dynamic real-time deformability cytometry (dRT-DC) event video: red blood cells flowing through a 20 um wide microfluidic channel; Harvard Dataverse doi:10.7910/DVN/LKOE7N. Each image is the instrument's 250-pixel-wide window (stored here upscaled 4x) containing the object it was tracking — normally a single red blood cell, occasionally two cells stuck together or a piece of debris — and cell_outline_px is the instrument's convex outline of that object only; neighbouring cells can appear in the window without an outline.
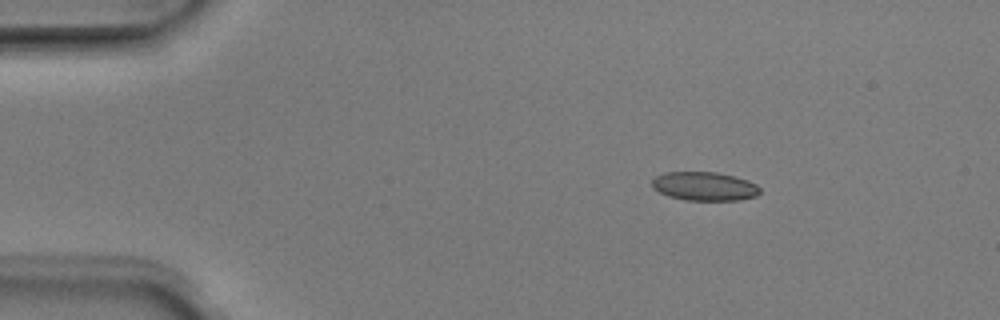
{"species": "Egyptian fruit bat (a non-hibernating species)", "species_latin": "Rousettus aegyptiacus", "temperature_condition": "room temperature", "stored_images_in_passage": 44, "camera_frame_rate_fps": 3000, "um_per_image_px": 0.085, "animal": {"sex": "male"}, "frame": {"image": 1, "passage_image": 1, "time_ms": 0.0, "image_size_px": [1000, 320], "cell_outline_px": [[760, 192], [756, 196], [736, 200], [684, 200], [668, 196], [652, 188], [652, 180], [656, 176], [664, 172], [716, 172], [748, 180], [756, 184], [760, 188]], "centroid_in_image_um": [59.86, 15.83], "position_along_channel_um": 25.1, "area_um2": 18.03}}
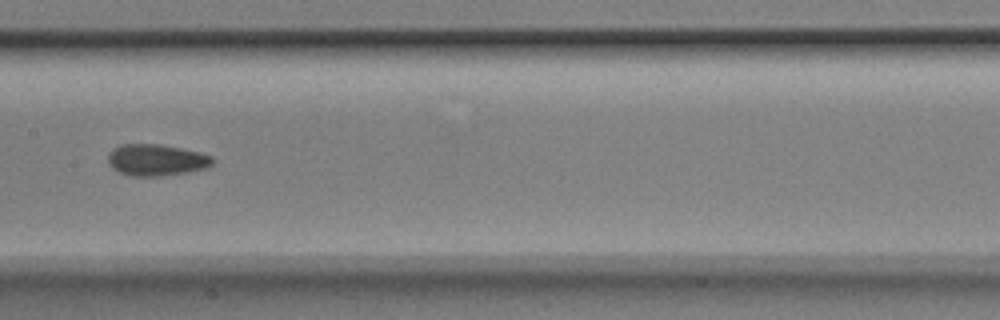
{"frame": {"image": 2, "passage_image": 19, "time_ms": 6.0, "image_size_px": [1000, 320], "cell_outline_px": [[212, 164], [208, 168], [188, 172], [160, 176], [132, 176], [120, 172], [112, 168], [108, 164], [108, 152], [112, 148], [120, 144], [160, 144], [200, 152], [212, 156]], "centroid_in_image_um": [13.26, 13.59], "position_along_channel_um": 194.1, "area_um2": 19.36}}
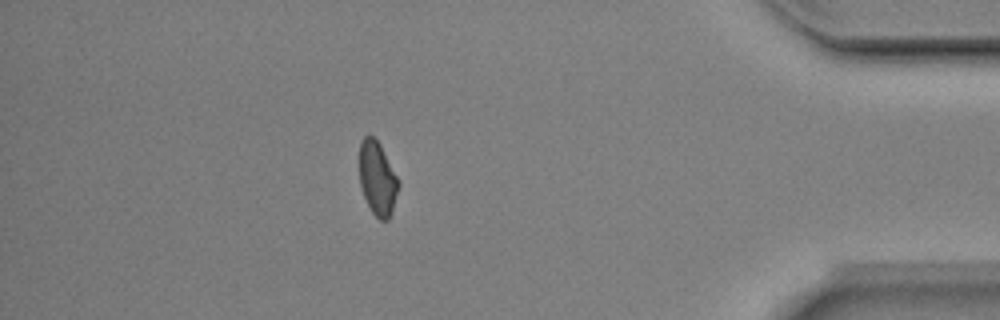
{"frame": {"image": 3, "passage_image": 38, "time_ms": 12.333, "image_size_px": [1000, 320], "cell_outline_px": [[400, 188], [392, 212], [388, 220], [380, 220], [372, 212], [364, 196], [360, 184], [360, 140], [368, 132], [380, 144], [400, 180]], "centroid_in_image_um": [32.11, 15.15], "position_along_channel_um": 403.1, "area_um2": 17.05}, "authors_computed_cell_mechanics": {"area_um2": 18.3226, "velocity_mm_per_s": 3.9707, "shape_relaxation_time_tau1_ms": null, "shape_relaxation_time_tau2_ms": 2.2843, "deformation_change_tau1": null, "deformation_change_tau2": 0.0783}}